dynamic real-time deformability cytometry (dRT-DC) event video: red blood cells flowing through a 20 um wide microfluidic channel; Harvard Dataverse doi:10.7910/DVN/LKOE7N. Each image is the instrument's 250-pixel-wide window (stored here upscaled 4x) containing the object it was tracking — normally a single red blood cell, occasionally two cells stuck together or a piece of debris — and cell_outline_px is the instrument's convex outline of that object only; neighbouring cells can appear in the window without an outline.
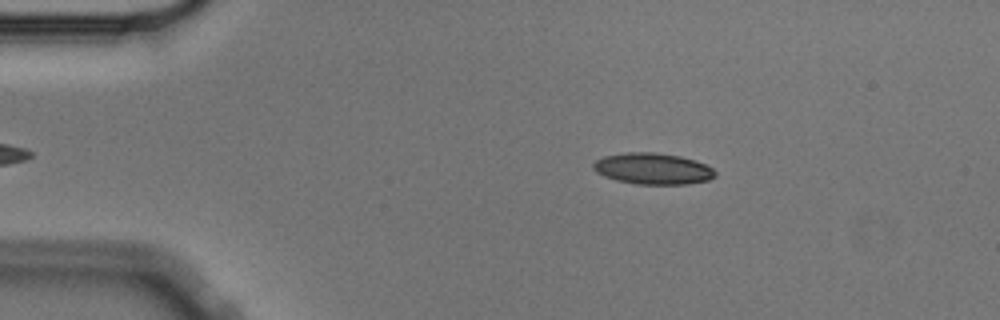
{"species": "Egyptian fruit bat (a non-hibernating species)", "species_latin": "Rousettus aegyptiacus", "temperature_condition": "cold", "stored_images_in_passage": 50, "camera_frame_rate_fps": 3000, "um_per_image_px": 0.085, "animal": {"sex": "male"}, "frame": {"image": 1, "passage_image": 4, "time_ms": 1.0, "image_size_px": [1000, 320], "cell_outline_px": [[716, 176], [708, 180], [688, 184], [636, 184], [616, 180], [604, 176], [596, 172], [592, 168], [592, 164], [596, 160], [604, 156], [624, 152], [656, 152], [680, 156], [696, 160], [712, 168], [716, 172]], "centroid_in_image_um": [55.48, 14.33], "position_along_channel_um": 29.5, "area_um2": 22.37}}
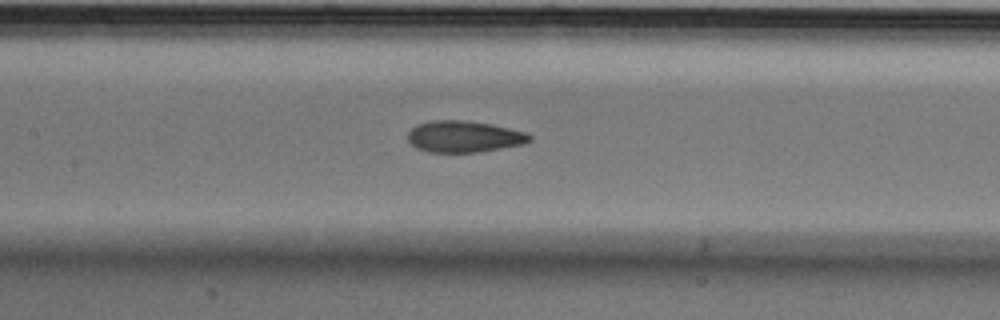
{"frame": {"image": 2, "passage_image": 20, "time_ms": 6.333, "image_size_px": [1000, 320], "cell_outline_px": [[532, 140], [524, 144], [476, 152], [428, 152], [416, 148], [408, 140], [408, 132], [416, 124], [432, 120], [468, 120], [492, 124], [528, 132], [532, 136]], "centroid_in_image_um": [39.46, 11.59], "position_along_channel_um": 167.9, "area_um2": 22.54}}
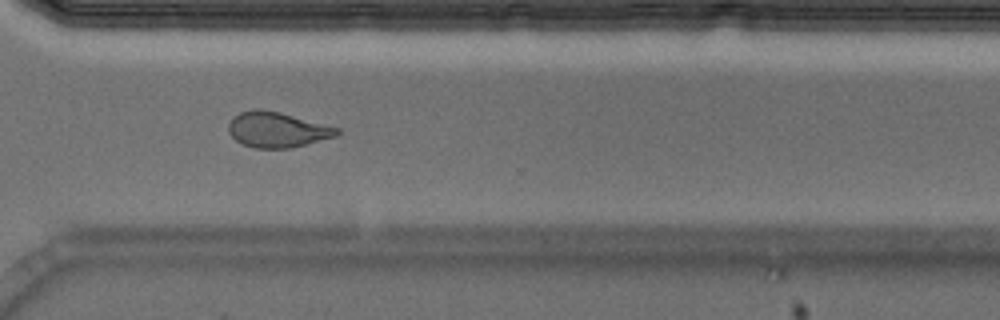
{"frame": {"image": 3, "passage_image": 35, "time_ms": 11.333, "image_size_px": [1000, 320], "cell_outline_px": [[340, 136], [292, 148], [252, 148], [236, 140], [228, 132], [228, 124], [232, 116], [240, 112], [256, 108], [260, 108], [280, 112], [340, 128]], "centroid_in_image_um": [23.58, 11.02], "position_along_channel_um": 347.0, "area_um2": 22.72}, "authors_computed_cell_mechanics": {"area_um2": 22.6865, "velocity_mm_per_s": 3.5904, "shape_relaxation_time_tau1_ms": 7.0889, "shape_relaxation_time_tau2_ms": 2.2995, "deformation_change_tau1": 0.1625, "deformation_change_tau2": 0.0845}}